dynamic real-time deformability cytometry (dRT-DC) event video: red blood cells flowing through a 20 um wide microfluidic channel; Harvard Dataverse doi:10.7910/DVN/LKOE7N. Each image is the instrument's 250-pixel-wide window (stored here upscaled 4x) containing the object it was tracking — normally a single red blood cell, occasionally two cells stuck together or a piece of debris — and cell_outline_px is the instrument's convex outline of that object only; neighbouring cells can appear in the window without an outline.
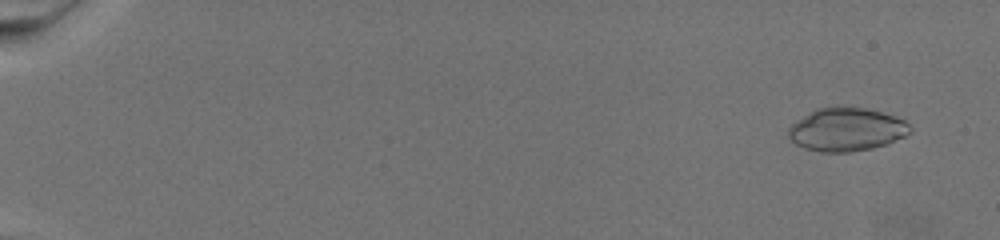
{"species": "common noctule bat (a hibernating species)", "species_latin": "Nyctalus noctula", "temperature_condition": "warm", "stored_images_in_passage": 72, "camera_frame_rate_fps": 3000, "um_per_image_px": 0.085, "animal": {"sex": "female", "body_mass_g": 19.5, "forearm_length_mm": 54.1}, "frame": {"image": 1, "passage_image": 5, "time_ms": 1.333, "image_size_px": [1000, 240], "cell_outline_px": [[912, 132], [888, 144], [872, 148], [848, 152], [820, 152], [804, 148], [796, 144], [788, 136], [788, 128], [796, 120], [816, 108], [864, 108], [880, 112], [904, 120], [912, 128]], "centroid_in_image_um": [71.94, 11.03], "position_along_channel_um": 13.1, "area_um2": 30.35}}
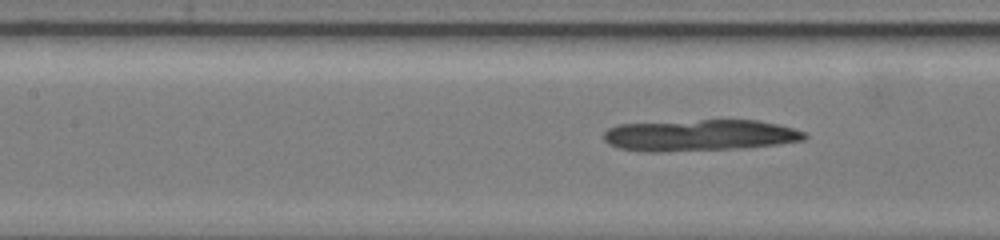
{"frame": {"image": 2, "passage_image": 37, "time_ms": 12.0, "image_size_px": [1000, 240], "cell_outline_px": [[808, 136], [804, 140], [780, 144], [748, 148], [668, 152], [640, 152], [620, 148], [608, 144], [604, 140], [604, 132], [608, 128], [616, 124], [700, 120], [756, 120], [776, 124], [792, 128], [804, 132]], "centroid_in_image_um": [59.44, 11.51], "position_along_channel_um": 148.0, "area_um2": 37.28}}
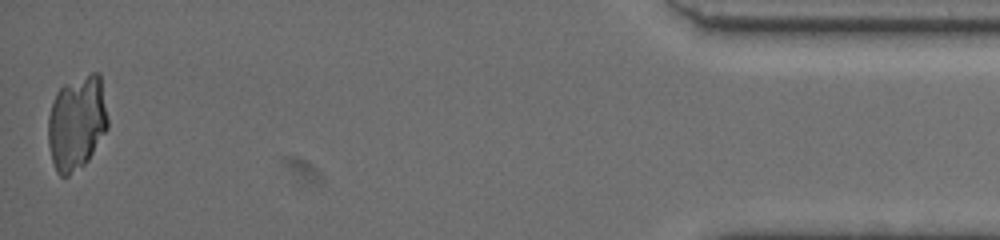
{"frame": {"image": 3, "passage_image": 72, "time_ms": 23.667, "image_size_px": [1000, 240], "cell_outline_px": [[108, 128], [88, 160], [84, 164], [68, 176], [60, 176], [56, 172], [52, 160], [48, 144], [48, 116], [52, 100], [56, 92], [64, 84], [92, 72], [100, 72], [108, 120]], "centroid_in_image_um": [6.51, 10.43], "position_along_channel_um": 428.7, "area_um2": 33.06}}